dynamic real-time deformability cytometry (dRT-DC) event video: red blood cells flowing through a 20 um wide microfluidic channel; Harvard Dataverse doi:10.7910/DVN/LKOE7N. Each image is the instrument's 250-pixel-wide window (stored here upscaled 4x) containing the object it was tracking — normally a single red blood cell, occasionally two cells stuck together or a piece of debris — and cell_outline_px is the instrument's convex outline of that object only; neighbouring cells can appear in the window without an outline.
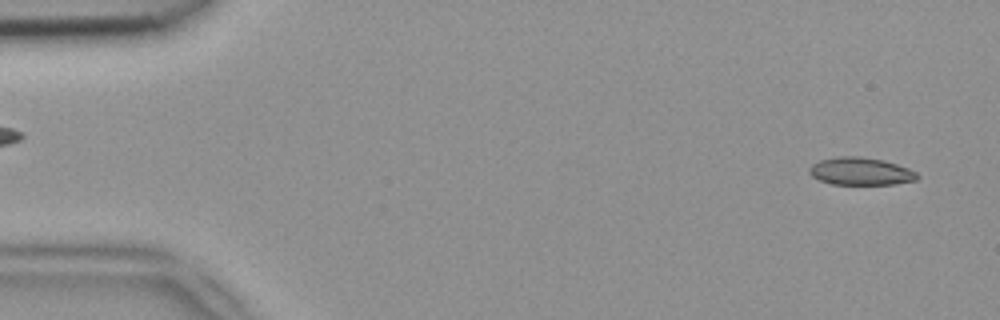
{"species": "common noctule bat (a hibernating species)", "species_latin": "Nyctalus noctula", "temperature_condition": "room temperature", "stored_images_in_passage": 15, "camera_frame_rate_fps": 3000, "um_per_image_px": 0.085, "animal": {"sex": "female", "body_mass_g": 18.4}, "frame": {"image": 1, "passage_image": 2, "time_ms": 0.333, "image_size_px": [1000, 320], "cell_outline_px": [[920, 176], [916, 180], [896, 184], [832, 184], [820, 180], [812, 176], [808, 172], [808, 168], [812, 164], [820, 160], [836, 156], [860, 156], [884, 160], [908, 168], [916, 172]], "centroid_in_image_um": [73.15, 14.55], "position_along_channel_um": 11.9, "area_um2": 17.46}}
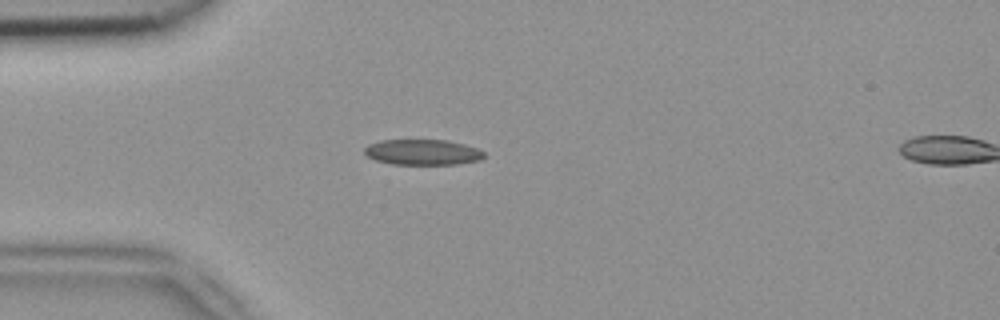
{"frame": {"image": 2, "passage_image": 13, "time_ms": 4.0, "image_size_px": [1000, 320], "cell_outline_px": [[484, 156], [480, 160], [456, 164], [392, 164], [376, 160], [368, 156], [364, 152], [364, 148], [368, 144], [380, 140], [448, 140], [464, 144], [476, 148], [484, 152]], "centroid_in_image_um": [35.91, 12.93], "position_along_channel_um": 49.1, "area_um2": 17.74}}